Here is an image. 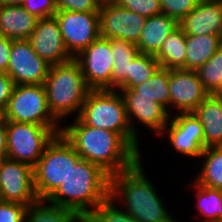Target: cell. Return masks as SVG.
<instances>
[{
    "instance_id": "cell-1",
    "label": "cell",
    "mask_w": 222,
    "mask_h": 222,
    "mask_svg": "<svg viewBox=\"0 0 222 222\" xmlns=\"http://www.w3.org/2000/svg\"><path fill=\"white\" fill-rule=\"evenodd\" d=\"M61 134L81 159L101 167L110 176L129 169L142 156L119 134L85 125L74 117Z\"/></svg>"
},
{
    "instance_id": "cell-2",
    "label": "cell",
    "mask_w": 222,
    "mask_h": 222,
    "mask_svg": "<svg viewBox=\"0 0 222 222\" xmlns=\"http://www.w3.org/2000/svg\"><path fill=\"white\" fill-rule=\"evenodd\" d=\"M140 158L129 169L110 177V198L138 222H165L172 215L147 178ZM149 179V180H148Z\"/></svg>"
},
{
    "instance_id": "cell-3",
    "label": "cell",
    "mask_w": 222,
    "mask_h": 222,
    "mask_svg": "<svg viewBox=\"0 0 222 222\" xmlns=\"http://www.w3.org/2000/svg\"><path fill=\"white\" fill-rule=\"evenodd\" d=\"M110 177L98 165L81 159L46 201L86 216L110 197Z\"/></svg>"
},
{
    "instance_id": "cell-4",
    "label": "cell",
    "mask_w": 222,
    "mask_h": 222,
    "mask_svg": "<svg viewBox=\"0 0 222 222\" xmlns=\"http://www.w3.org/2000/svg\"><path fill=\"white\" fill-rule=\"evenodd\" d=\"M44 87L49 110L59 122H63L62 120L72 114L78 117L91 90L85 82L79 63L74 58L68 62L51 65Z\"/></svg>"
},
{
    "instance_id": "cell-5",
    "label": "cell",
    "mask_w": 222,
    "mask_h": 222,
    "mask_svg": "<svg viewBox=\"0 0 222 222\" xmlns=\"http://www.w3.org/2000/svg\"><path fill=\"white\" fill-rule=\"evenodd\" d=\"M78 118L85 125L119 133L142 156L139 137L131 131L119 90H90Z\"/></svg>"
},
{
    "instance_id": "cell-6",
    "label": "cell",
    "mask_w": 222,
    "mask_h": 222,
    "mask_svg": "<svg viewBox=\"0 0 222 222\" xmlns=\"http://www.w3.org/2000/svg\"><path fill=\"white\" fill-rule=\"evenodd\" d=\"M81 157L60 133L47 145L33 167L34 189L39 200H46L65 180L72 165Z\"/></svg>"
},
{
    "instance_id": "cell-7",
    "label": "cell",
    "mask_w": 222,
    "mask_h": 222,
    "mask_svg": "<svg viewBox=\"0 0 222 222\" xmlns=\"http://www.w3.org/2000/svg\"><path fill=\"white\" fill-rule=\"evenodd\" d=\"M61 127L6 121V157L34 167Z\"/></svg>"
},
{
    "instance_id": "cell-8",
    "label": "cell",
    "mask_w": 222,
    "mask_h": 222,
    "mask_svg": "<svg viewBox=\"0 0 222 222\" xmlns=\"http://www.w3.org/2000/svg\"><path fill=\"white\" fill-rule=\"evenodd\" d=\"M5 120L42 126H61L49 110L44 84L15 85L5 107Z\"/></svg>"
},
{
    "instance_id": "cell-9",
    "label": "cell",
    "mask_w": 222,
    "mask_h": 222,
    "mask_svg": "<svg viewBox=\"0 0 222 222\" xmlns=\"http://www.w3.org/2000/svg\"><path fill=\"white\" fill-rule=\"evenodd\" d=\"M54 16L73 58L100 37L99 12L57 11Z\"/></svg>"
},
{
    "instance_id": "cell-10",
    "label": "cell",
    "mask_w": 222,
    "mask_h": 222,
    "mask_svg": "<svg viewBox=\"0 0 222 222\" xmlns=\"http://www.w3.org/2000/svg\"><path fill=\"white\" fill-rule=\"evenodd\" d=\"M74 59L79 63L91 90L112 89L113 55L111 41L99 37Z\"/></svg>"
},
{
    "instance_id": "cell-11",
    "label": "cell",
    "mask_w": 222,
    "mask_h": 222,
    "mask_svg": "<svg viewBox=\"0 0 222 222\" xmlns=\"http://www.w3.org/2000/svg\"><path fill=\"white\" fill-rule=\"evenodd\" d=\"M0 198L1 201L29 206L39 199L34 189L33 167L13 160H0Z\"/></svg>"
},
{
    "instance_id": "cell-12",
    "label": "cell",
    "mask_w": 222,
    "mask_h": 222,
    "mask_svg": "<svg viewBox=\"0 0 222 222\" xmlns=\"http://www.w3.org/2000/svg\"><path fill=\"white\" fill-rule=\"evenodd\" d=\"M160 133L168 137V142L177 153L188 158H198L205 149L203 126L193 112L177 113ZM165 134V135H164Z\"/></svg>"
},
{
    "instance_id": "cell-13",
    "label": "cell",
    "mask_w": 222,
    "mask_h": 222,
    "mask_svg": "<svg viewBox=\"0 0 222 222\" xmlns=\"http://www.w3.org/2000/svg\"><path fill=\"white\" fill-rule=\"evenodd\" d=\"M50 66L37 55L28 40H11L6 73L15 85L44 84Z\"/></svg>"
},
{
    "instance_id": "cell-14",
    "label": "cell",
    "mask_w": 222,
    "mask_h": 222,
    "mask_svg": "<svg viewBox=\"0 0 222 222\" xmlns=\"http://www.w3.org/2000/svg\"><path fill=\"white\" fill-rule=\"evenodd\" d=\"M146 17L118 6L116 3L99 8L100 37L122 39L138 44Z\"/></svg>"
},
{
    "instance_id": "cell-15",
    "label": "cell",
    "mask_w": 222,
    "mask_h": 222,
    "mask_svg": "<svg viewBox=\"0 0 222 222\" xmlns=\"http://www.w3.org/2000/svg\"><path fill=\"white\" fill-rule=\"evenodd\" d=\"M170 110L177 113L193 112L209 95L196 71L186 69H170Z\"/></svg>"
},
{
    "instance_id": "cell-16",
    "label": "cell",
    "mask_w": 222,
    "mask_h": 222,
    "mask_svg": "<svg viewBox=\"0 0 222 222\" xmlns=\"http://www.w3.org/2000/svg\"><path fill=\"white\" fill-rule=\"evenodd\" d=\"M27 40L37 55L50 65L73 59L64 45L55 16L38 19L35 29Z\"/></svg>"
},
{
    "instance_id": "cell-17",
    "label": "cell",
    "mask_w": 222,
    "mask_h": 222,
    "mask_svg": "<svg viewBox=\"0 0 222 222\" xmlns=\"http://www.w3.org/2000/svg\"><path fill=\"white\" fill-rule=\"evenodd\" d=\"M127 118L131 131L138 137L139 133L134 125L136 122L148 127L158 137L169 123L171 115L168 110L152 98L146 96H123ZM136 120V121H135Z\"/></svg>"
},
{
    "instance_id": "cell-18",
    "label": "cell",
    "mask_w": 222,
    "mask_h": 222,
    "mask_svg": "<svg viewBox=\"0 0 222 222\" xmlns=\"http://www.w3.org/2000/svg\"><path fill=\"white\" fill-rule=\"evenodd\" d=\"M178 25L186 35L222 36V0L198 3Z\"/></svg>"
},
{
    "instance_id": "cell-19",
    "label": "cell",
    "mask_w": 222,
    "mask_h": 222,
    "mask_svg": "<svg viewBox=\"0 0 222 222\" xmlns=\"http://www.w3.org/2000/svg\"><path fill=\"white\" fill-rule=\"evenodd\" d=\"M38 18L22 5H0V35L11 40H27Z\"/></svg>"
},
{
    "instance_id": "cell-20",
    "label": "cell",
    "mask_w": 222,
    "mask_h": 222,
    "mask_svg": "<svg viewBox=\"0 0 222 222\" xmlns=\"http://www.w3.org/2000/svg\"><path fill=\"white\" fill-rule=\"evenodd\" d=\"M193 113L203 126L204 147L222 146V98L209 94Z\"/></svg>"
},
{
    "instance_id": "cell-21",
    "label": "cell",
    "mask_w": 222,
    "mask_h": 222,
    "mask_svg": "<svg viewBox=\"0 0 222 222\" xmlns=\"http://www.w3.org/2000/svg\"><path fill=\"white\" fill-rule=\"evenodd\" d=\"M178 22L160 13L146 18L140 39L136 45L141 54L155 55L166 37L178 27Z\"/></svg>"
},
{
    "instance_id": "cell-22",
    "label": "cell",
    "mask_w": 222,
    "mask_h": 222,
    "mask_svg": "<svg viewBox=\"0 0 222 222\" xmlns=\"http://www.w3.org/2000/svg\"><path fill=\"white\" fill-rule=\"evenodd\" d=\"M170 69L159 67L153 76L136 86H129L127 89H121L122 96H146L152 98L165 107L170 112V89H169ZM169 107V108H168Z\"/></svg>"
},
{
    "instance_id": "cell-23",
    "label": "cell",
    "mask_w": 222,
    "mask_h": 222,
    "mask_svg": "<svg viewBox=\"0 0 222 222\" xmlns=\"http://www.w3.org/2000/svg\"><path fill=\"white\" fill-rule=\"evenodd\" d=\"M113 55L112 89L129 87L130 62L140 53L134 43L122 39H109Z\"/></svg>"
},
{
    "instance_id": "cell-24",
    "label": "cell",
    "mask_w": 222,
    "mask_h": 222,
    "mask_svg": "<svg viewBox=\"0 0 222 222\" xmlns=\"http://www.w3.org/2000/svg\"><path fill=\"white\" fill-rule=\"evenodd\" d=\"M222 46L220 35H186L185 69L196 71Z\"/></svg>"
},
{
    "instance_id": "cell-25",
    "label": "cell",
    "mask_w": 222,
    "mask_h": 222,
    "mask_svg": "<svg viewBox=\"0 0 222 222\" xmlns=\"http://www.w3.org/2000/svg\"><path fill=\"white\" fill-rule=\"evenodd\" d=\"M160 67L185 69L186 34L178 26L163 41L160 50L154 55Z\"/></svg>"
},
{
    "instance_id": "cell-26",
    "label": "cell",
    "mask_w": 222,
    "mask_h": 222,
    "mask_svg": "<svg viewBox=\"0 0 222 222\" xmlns=\"http://www.w3.org/2000/svg\"><path fill=\"white\" fill-rule=\"evenodd\" d=\"M200 159L202 167L194 181L211 189L222 190V146L206 147Z\"/></svg>"
},
{
    "instance_id": "cell-27",
    "label": "cell",
    "mask_w": 222,
    "mask_h": 222,
    "mask_svg": "<svg viewBox=\"0 0 222 222\" xmlns=\"http://www.w3.org/2000/svg\"><path fill=\"white\" fill-rule=\"evenodd\" d=\"M192 184V185H191ZM190 187L195 191V207L202 222H222V190L211 189L197 184L194 180Z\"/></svg>"
},
{
    "instance_id": "cell-28",
    "label": "cell",
    "mask_w": 222,
    "mask_h": 222,
    "mask_svg": "<svg viewBox=\"0 0 222 222\" xmlns=\"http://www.w3.org/2000/svg\"><path fill=\"white\" fill-rule=\"evenodd\" d=\"M80 217L76 211L38 200L27 206L23 222H76Z\"/></svg>"
},
{
    "instance_id": "cell-29",
    "label": "cell",
    "mask_w": 222,
    "mask_h": 222,
    "mask_svg": "<svg viewBox=\"0 0 222 222\" xmlns=\"http://www.w3.org/2000/svg\"><path fill=\"white\" fill-rule=\"evenodd\" d=\"M196 73L205 90L209 94L218 95L222 90V46Z\"/></svg>"
},
{
    "instance_id": "cell-30",
    "label": "cell",
    "mask_w": 222,
    "mask_h": 222,
    "mask_svg": "<svg viewBox=\"0 0 222 222\" xmlns=\"http://www.w3.org/2000/svg\"><path fill=\"white\" fill-rule=\"evenodd\" d=\"M160 67L154 55L139 53L129 68V86H136L150 79Z\"/></svg>"
},
{
    "instance_id": "cell-31",
    "label": "cell",
    "mask_w": 222,
    "mask_h": 222,
    "mask_svg": "<svg viewBox=\"0 0 222 222\" xmlns=\"http://www.w3.org/2000/svg\"><path fill=\"white\" fill-rule=\"evenodd\" d=\"M90 222H138L110 197L85 216Z\"/></svg>"
},
{
    "instance_id": "cell-32",
    "label": "cell",
    "mask_w": 222,
    "mask_h": 222,
    "mask_svg": "<svg viewBox=\"0 0 222 222\" xmlns=\"http://www.w3.org/2000/svg\"><path fill=\"white\" fill-rule=\"evenodd\" d=\"M115 3L146 18L162 13L160 0H116Z\"/></svg>"
},
{
    "instance_id": "cell-33",
    "label": "cell",
    "mask_w": 222,
    "mask_h": 222,
    "mask_svg": "<svg viewBox=\"0 0 222 222\" xmlns=\"http://www.w3.org/2000/svg\"><path fill=\"white\" fill-rule=\"evenodd\" d=\"M197 4L196 0H160L162 13L175 19L177 22L188 15Z\"/></svg>"
},
{
    "instance_id": "cell-34",
    "label": "cell",
    "mask_w": 222,
    "mask_h": 222,
    "mask_svg": "<svg viewBox=\"0 0 222 222\" xmlns=\"http://www.w3.org/2000/svg\"><path fill=\"white\" fill-rule=\"evenodd\" d=\"M22 6L38 19L52 17L58 11L56 0H25Z\"/></svg>"
},
{
    "instance_id": "cell-35",
    "label": "cell",
    "mask_w": 222,
    "mask_h": 222,
    "mask_svg": "<svg viewBox=\"0 0 222 222\" xmlns=\"http://www.w3.org/2000/svg\"><path fill=\"white\" fill-rule=\"evenodd\" d=\"M27 205L0 200V222H23Z\"/></svg>"
},
{
    "instance_id": "cell-36",
    "label": "cell",
    "mask_w": 222,
    "mask_h": 222,
    "mask_svg": "<svg viewBox=\"0 0 222 222\" xmlns=\"http://www.w3.org/2000/svg\"><path fill=\"white\" fill-rule=\"evenodd\" d=\"M58 11L99 12L95 0H56Z\"/></svg>"
},
{
    "instance_id": "cell-37",
    "label": "cell",
    "mask_w": 222,
    "mask_h": 222,
    "mask_svg": "<svg viewBox=\"0 0 222 222\" xmlns=\"http://www.w3.org/2000/svg\"><path fill=\"white\" fill-rule=\"evenodd\" d=\"M15 83L7 73H0V106L5 109L11 98Z\"/></svg>"
},
{
    "instance_id": "cell-38",
    "label": "cell",
    "mask_w": 222,
    "mask_h": 222,
    "mask_svg": "<svg viewBox=\"0 0 222 222\" xmlns=\"http://www.w3.org/2000/svg\"><path fill=\"white\" fill-rule=\"evenodd\" d=\"M11 39L0 35V73H6L10 58Z\"/></svg>"
},
{
    "instance_id": "cell-39",
    "label": "cell",
    "mask_w": 222,
    "mask_h": 222,
    "mask_svg": "<svg viewBox=\"0 0 222 222\" xmlns=\"http://www.w3.org/2000/svg\"><path fill=\"white\" fill-rule=\"evenodd\" d=\"M7 154V129L6 121L0 124V158L3 159Z\"/></svg>"
},
{
    "instance_id": "cell-40",
    "label": "cell",
    "mask_w": 222,
    "mask_h": 222,
    "mask_svg": "<svg viewBox=\"0 0 222 222\" xmlns=\"http://www.w3.org/2000/svg\"><path fill=\"white\" fill-rule=\"evenodd\" d=\"M25 0H0V5H22Z\"/></svg>"
},
{
    "instance_id": "cell-41",
    "label": "cell",
    "mask_w": 222,
    "mask_h": 222,
    "mask_svg": "<svg viewBox=\"0 0 222 222\" xmlns=\"http://www.w3.org/2000/svg\"><path fill=\"white\" fill-rule=\"evenodd\" d=\"M99 6L115 3L116 0H95Z\"/></svg>"
},
{
    "instance_id": "cell-42",
    "label": "cell",
    "mask_w": 222,
    "mask_h": 222,
    "mask_svg": "<svg viewBox=\"0 0 222 222\" xmlns=\"http://www.w3.org/2000/svg\"><path fill=\"white\" fill-rule=\"evenodd\" d=\"M5 121V109L0 106V124H3Z\"/></svg>"
},
{
    "instance_id": "cell-43",
    "label": "cell",
    "mask_w": 222,
    "mask_h": 222,
    "mask_svg": "<svg viewBox=\"0 0 222 222\" xmlns=\"http://www.w3.org/2000/svg\"><path fill=\"white\" fill-rule=\"evenodd\" d=\"M76 222H90L85 216H81Z\"/></svg>"
},
{
    "instance_id": "cell-44",
    "label": "cell",
    "mask_w": 222,
    "mask_h": 222,
    "mask_svg": "<svg viewBox=\"0 0 222 222\" xmlns=\"http://www.w3.org/2000/svg\"><path fill=\"white\" fill-rule=\"evenodd\" d=\"M165 222H180V221H177V219H175V218L172 216L169 220H167V221H165Z\"/></svg>"
},
{
    "instance_id": "cell-45",
    "label": "cell",
    "mask_w": 222,
    "mask_h": 222,
    "mask_svg": "<svg viewBox=\"0 0 222 222\" xmlns=\"http://www.w3.org/2000/svg\"><path fill=\"white\" fill-rule=\"evenodd\" d=\"M198 3H201V2H211V1H215V0H196Z\"/></svg>"
},
{
    "instance_id": "cell-46",
    "label": "cell",
    "mask_w": 222,
    "mask_h": 222,
    "mask_svg": "<svg viewBox=\"0 0 222 222\" xmlns=\"http://www.w3.org/2000/svg\"><path fill=\"white\" fill-rule=\"evenodd\" d=\"M218 95L222 98V90L218 93Z\"/></svg>"
}]
</instances>
